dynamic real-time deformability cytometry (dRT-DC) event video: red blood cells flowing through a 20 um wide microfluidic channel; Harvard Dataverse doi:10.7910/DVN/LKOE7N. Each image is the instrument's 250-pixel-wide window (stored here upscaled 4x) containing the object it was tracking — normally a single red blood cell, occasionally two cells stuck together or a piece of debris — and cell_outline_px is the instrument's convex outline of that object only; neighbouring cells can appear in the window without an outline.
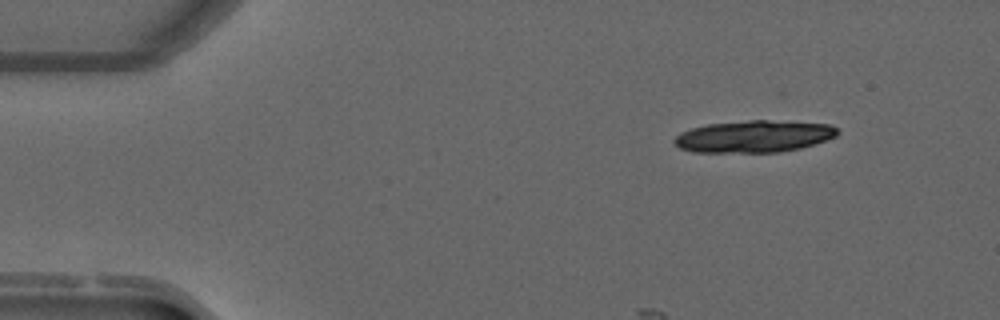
{"species": "common noctule bat (a hibernating species)", "species_latin": "Nyctalus noctula", "temperature_condition": "warm", "stored_images_in_passage": 46, "camera_frame_rate_fps": 3000, "um_per_image_px": 0.085, "animal": {"sex": "male", "forearm_length_mm": 52.5}, "frame": {"image": 1, "passage_image": 1, "time_ms": 0.0, "image_size_px": [1000, 320], "cell_outline_px": [[840, 132], [836, 136], [800, 148], [780, 152], [692, 152], [680, 148], [672, 140], [680, 132], [692, 128], [708, 124], [748, 120], [768, 120], [828, 124], [836, 128]], "centroid_in_image_um": [64.05, 11.59], "position_along_channel_um": 21.0, "area_um2": 30.23}}
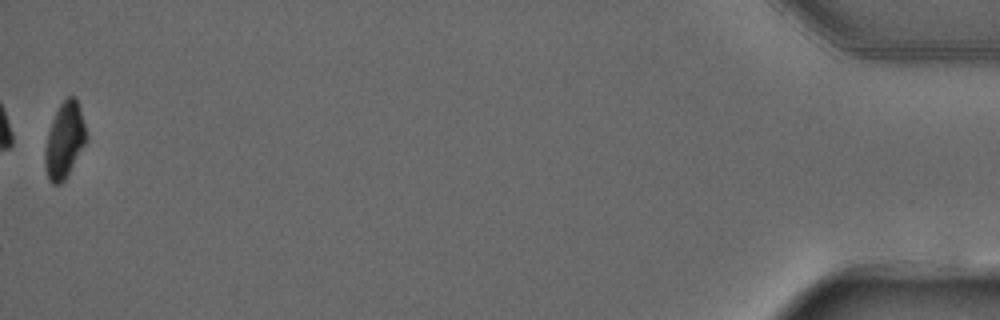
{"frame": {"image": 2, "passage_image": 46, "time_ms": 15.0, "image_size_px": [1000, 320], "cell_outline_px": [[88, 136], [84, 144], [64, 180], [60, 184], [52, 184], [48, 180], [44, 168], [44, 152], [48, 132], [52, 120], [60, 104], [68, 96], [76, 96], [80, 108]], "centroid_in_image_um": [5.46, 11.92], "position_along_channel_um": 429.7, "area_um2": 18.09}}